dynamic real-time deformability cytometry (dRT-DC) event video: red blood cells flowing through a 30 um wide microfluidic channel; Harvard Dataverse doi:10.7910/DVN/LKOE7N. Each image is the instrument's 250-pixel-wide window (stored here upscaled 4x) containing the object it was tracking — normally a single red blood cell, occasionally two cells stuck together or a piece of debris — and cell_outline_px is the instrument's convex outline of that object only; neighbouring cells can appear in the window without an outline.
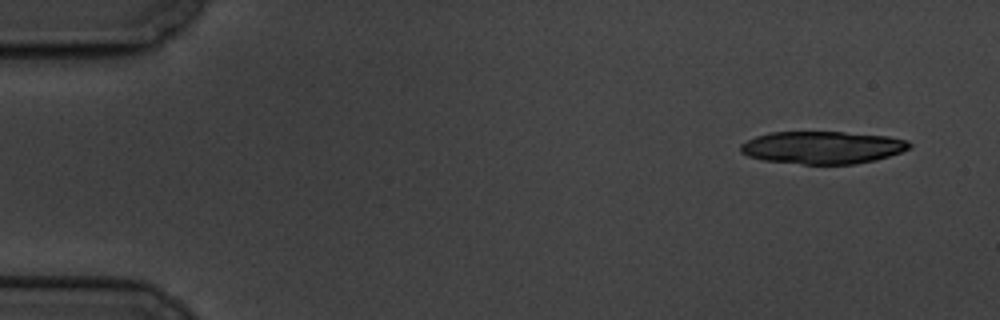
{"species": "common noctule bat (a hibernating species)", "species_latin": "Nyctalus noctula", "temperature_condition": "cold", "stored_images_in_passage": 5, "camera_frame_rate_fps": 3000, "um_per_image_px": 0.085, "animal": {"sex": "male", "body_mass_g": 19.5, "forearm_length_mm": 54.6}, "frame": {"image": 1, "passage_image": 1, "time_ms": 0.0, "image_size_px": [1000, 320], "cell_outline_px": [[912, 148], [876, 160], [856, 164], [804, 164], [764, 160], [748, 156], [740, 152], [740, 144], [756, 136], [768, 132], [844, 132], [888, 136], [908, 140], [912, 144]], "centroid_in_image_um": [69.93, 12.53], "position_along_channel_um": 15.1, "area_um2": 32.14}}
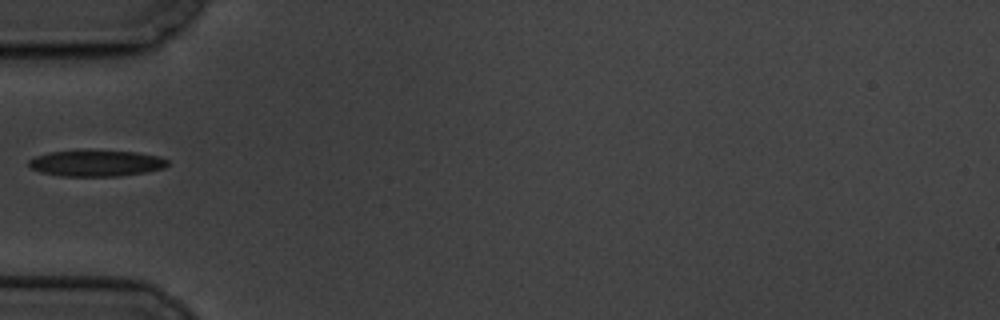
{"frame": {"image": 2, "passage_image": 5, "time_ms": 5.333, "image_size_px": [1000, 320], "cell_outline_px": [[168, 164], [164, 168], [144, 172], [120, 176], [60, 176], [40, 172], [32, 168], [28, 164], [28, 160], [36, 156], [48, 152], [84, 148], [92, 148], [136, 152], [160, 156], [168, 160]], "centroid_in_image_um": [8.16, 13.83], "position_along_channel_um": 76.8, "area_um2": 22.02}}